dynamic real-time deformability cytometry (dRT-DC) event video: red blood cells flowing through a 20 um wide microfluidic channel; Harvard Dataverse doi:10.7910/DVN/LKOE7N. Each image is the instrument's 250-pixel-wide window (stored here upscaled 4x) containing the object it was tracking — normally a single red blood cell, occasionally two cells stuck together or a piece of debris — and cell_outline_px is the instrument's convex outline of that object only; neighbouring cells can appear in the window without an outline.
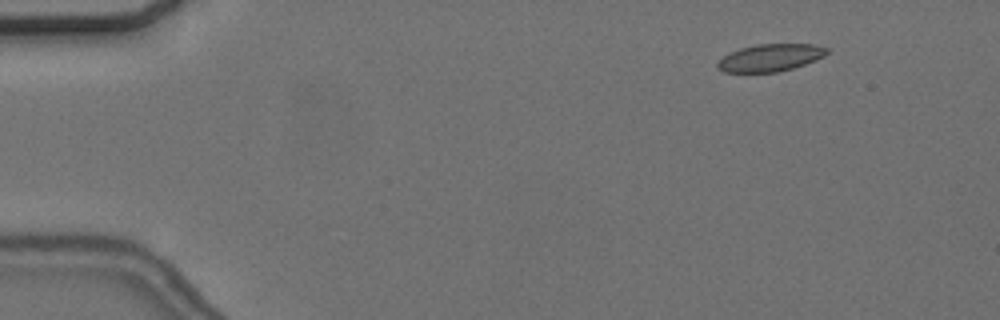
{"species": "common noctule bat (a hibernating species)", "species_latin": "Nyctalus noctula", "temperature_condition": "cold", "stored_images_in_passage": 15, "camera_frame_rate_fps": 3000, "um_per_image_px": 0.085, "animal": {"sex": "female", "body_mass_g": 24.6, "forearm_length_mm": 56.2}, "frame": {"image": 1, "passage_image": 7, "time_ms": 2.0, "image_size_px": [1000, 320], "cell_outline_px": [[828, 52], [824, 56], [816, 60], [792, 68], [776, 72], [724, 72], [716, 68], [716, 64], [728, 52], [740, 48], [756, 44], [816, 44], [828, 48]], "centroid_in_image_um": [65.46, 4.89], "position_along_channel_um": 19.5, "area_um2": 17.46}}